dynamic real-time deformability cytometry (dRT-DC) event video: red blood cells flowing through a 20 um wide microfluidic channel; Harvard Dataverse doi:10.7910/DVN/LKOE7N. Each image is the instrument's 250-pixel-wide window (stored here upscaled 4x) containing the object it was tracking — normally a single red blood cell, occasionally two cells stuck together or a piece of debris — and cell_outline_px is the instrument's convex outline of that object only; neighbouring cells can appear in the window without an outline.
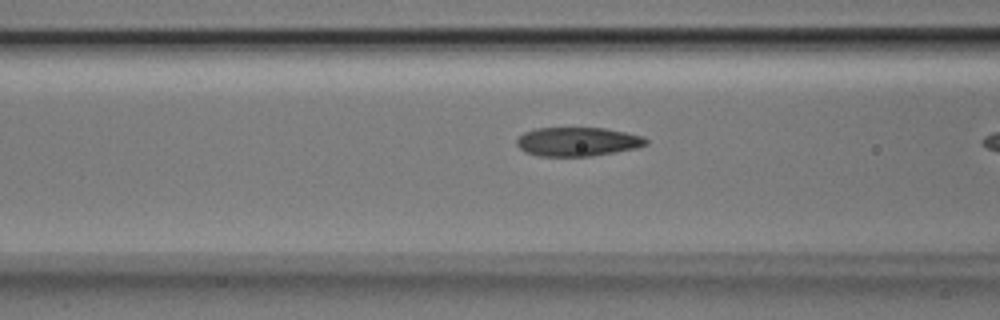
{"species": "Egyptian fruit bat (a non-hibernating species)", "species_latin": "Rousettus aegyptiacus", "temperature_condition": "room temperature", "stored_images_in_passage": 9, "camera_frame_rate_fps": 3000, "um_per_image_px": 0.085, "animal": {"sex": "male"}, "frame": {"image": 1, "passage_image": 8, "time_ms": 2.333, "image_size_px": [1000, 320], "cell_outline_px": [[648, 144], [636, 148], [616, 152], [592, 156], [540, 156], [524, 152], [516, 144], [516, 140], [524, 132], [536, 128], [604, 128], [644, 136], [648, 140]], "centroid_in_image_um": [49.1, 12.04], "position_along_channel_um": 117.5, "area_um2": 21.85}}